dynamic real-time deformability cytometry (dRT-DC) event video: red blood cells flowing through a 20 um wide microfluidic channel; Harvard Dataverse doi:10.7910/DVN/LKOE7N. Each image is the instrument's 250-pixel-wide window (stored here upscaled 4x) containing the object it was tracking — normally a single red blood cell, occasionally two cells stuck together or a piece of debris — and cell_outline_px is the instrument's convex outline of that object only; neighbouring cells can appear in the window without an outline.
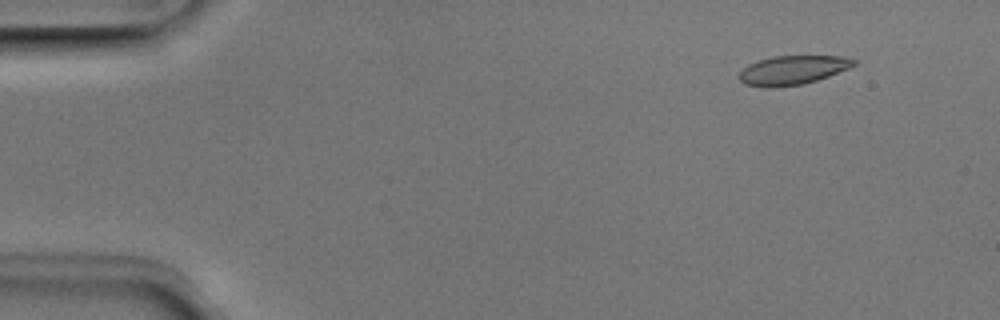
{"species": "Egyptian fruit bat (a non-hibernating species)", "species_latin": "Rousettus aegyptiacus", "temperature_condition": "room temperature", "stored_images_in_passage": 51, "camera_frame_rate_fps": 3000, "um_per_image_px": 0.085, "animal": {"sex": "male"}, "frame": {"image": 1, "passage_image": 5, "time_ms": 1.333, "image_size_px": [1000, 320], "cell_outline_px": [[856, 64], [848, 68], [828, 76], [804, 84], [772, 88], [764, 88], [744, 84], [736, 76], [748, 64], [772, 56], [840, 56], [856, 60]], "centroid_in_image_um": [67.32, 5.97], "position_along_channel_um": 17.7, "area_um2": 19.42}}
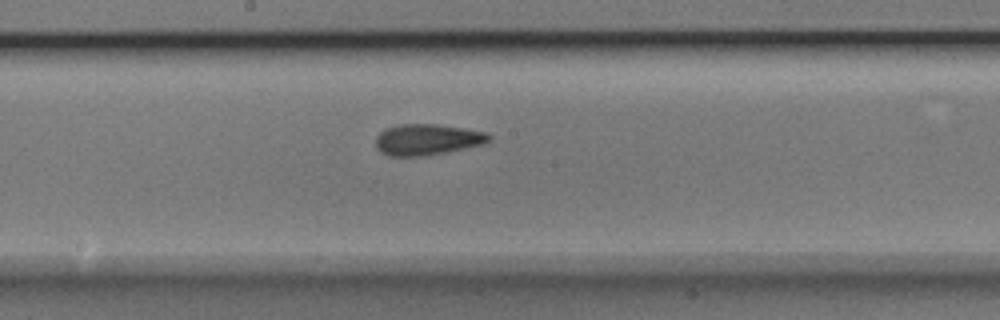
{"frame": {"image": 2, "passage_image": 27, "time_ms": 8.667, "image_size_px": [1000, 320], "cell_outline_px": [[492, 140], [484, 144], [424, 156], [388, 156], [380, 152], [376, 148], [376, 136], [380, 132], [396, 124], [436, 124], [464, 128], [488, 132], [492, 136]], "centroid_in_image_um": [36.33, 11.86], "position_along_channel_um": 211.9, "area_um2": 20.63}}
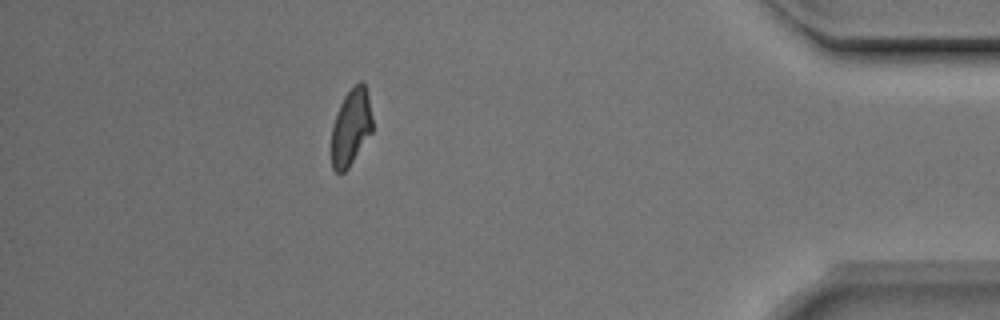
{"frame": {"image": 3, "passage_image": 45, "time_ms": 14.667, "image_size_px": [1000, 320], "cell_outline_px": [[372, 132], [348, 168], [344, 172], [336, 172], [332, 168], [332, 124], [336, 112], [344, 96], [360, 80], [364, 80], [368, 96], [372, 116]], "centroid_in_image_um": [29.83, 10.79], "position_along_channel_um": 405.4, "area_um2": 18.26}, "authors_computed_cell_mechanics": {"area_um2": 19.7676, "velocity_mm_per_s": 4.01, "shape_relaxation_time_tau1_ms": 3.2551, "shape_relaxation_time_tau2_ms": 1.6871, "deformation_change_tau1": 0.1367, "deformation_change_tau2": 0.0848}}